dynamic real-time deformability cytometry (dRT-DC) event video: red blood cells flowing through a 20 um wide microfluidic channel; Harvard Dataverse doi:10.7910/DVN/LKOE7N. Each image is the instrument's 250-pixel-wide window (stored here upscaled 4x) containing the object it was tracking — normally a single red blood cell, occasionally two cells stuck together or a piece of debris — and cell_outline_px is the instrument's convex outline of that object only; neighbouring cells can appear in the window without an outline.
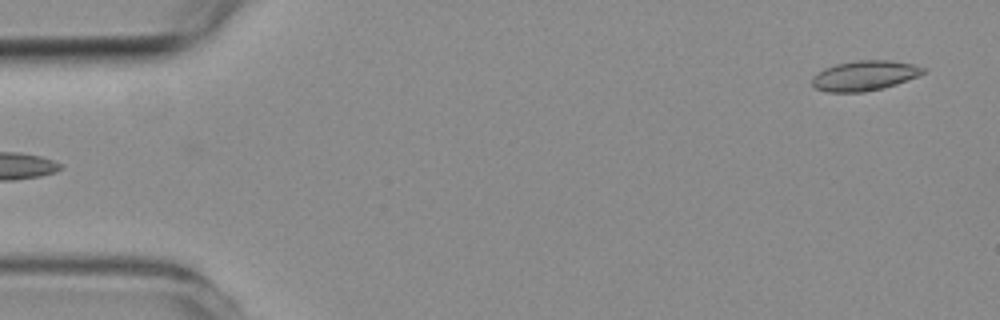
{"species": "common noctule bat (a hibernating species)", "species_latin": "Nyctalus noctula", "temperature_condition": "room temperature", "stored_images_in_passage": 4, "segment_of_instrument_passage": [2, 2], "camera_frame_rate_fps": 3000, "um_per_image_px": 0.085, "animal": {"sex": "female", "body_mass_g": 19.3, "forearm_length_mm": 54.1}, "frame": {"image": 1, "passage_image": 4, "time_ms": 3.667, "image_size_px": [1000, 320], "cell_outline_px": [[924, 72], [916, 76], [896, 84], [884, 88], [864, 92], [828, 92], [816, 88], [812, 84], [812, 76], [824, 68], [836, 64], [860, 60], [888, 60], [912, 64], [924, 68]], "centroid_in_image_um": [73.44, 6.43], "position_along_channel_um": 11.6, "area_um2": 19.19}}